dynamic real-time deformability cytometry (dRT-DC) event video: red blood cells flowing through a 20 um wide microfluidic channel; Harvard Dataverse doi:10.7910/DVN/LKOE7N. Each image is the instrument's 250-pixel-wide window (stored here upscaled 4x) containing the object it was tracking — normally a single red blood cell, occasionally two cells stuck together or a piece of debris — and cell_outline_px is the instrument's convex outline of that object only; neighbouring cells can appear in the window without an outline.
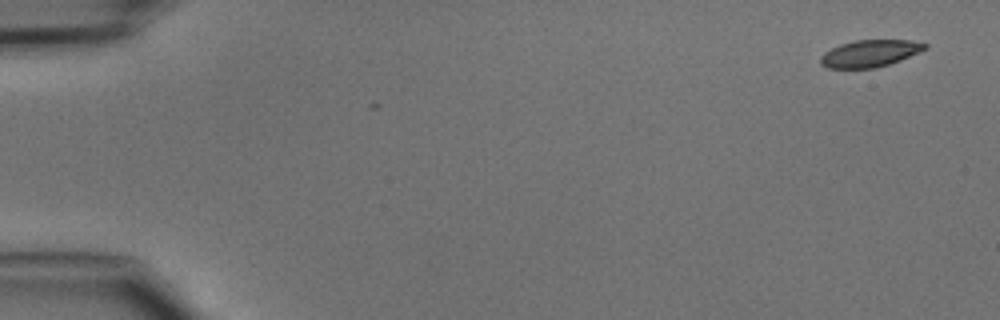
{"species": "common noctule bat (a hibernating species)", "species_latin": "Nyctalus noctula", "temperature_condition": "cold", "stored_images_in_passage": 47, "camera_frame_rate_fps": 3000, "um_per_image_px": 0.085, "animal": {"sex": "male", "body_mass_g": 15.6}, "frame": {"image": 1, "passage_image": 1, "time_ms": 0.0, "image_size_px": [1000, 320], "cell_outline_px": [[928, 48], [900, 60], [876, 68], [828, 68], [820, 64], [820, 56], [824, 52], [840, 44], [856, 40], [912, 40], [928, 44]], "centroid_in_image_um": [73.93, 4.54], "position_along_channel_um": 11.1, "area_um2": 16.42}}
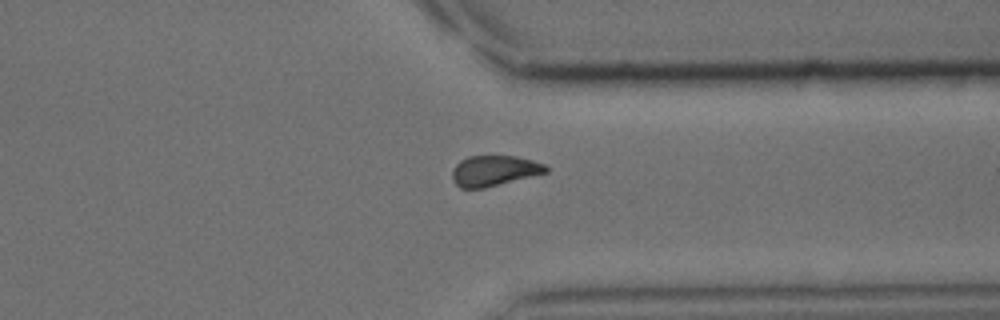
{"frame": {"image": 2, "passage_image": 36, "time_ms": 11.667, "image_size_px": [1000, 320], "cell_outline_px": [[548, 172], [484, 188], [460, 188], [452, 180], [452, 168], [460, 160], [468, 156], [516, 156], [532, 160], [544, 164], [548, 168]], "centroid_in_image_um": [41.98, 14.51], "position_along_channel_um": 369.4, "area_um2": 16.65}}
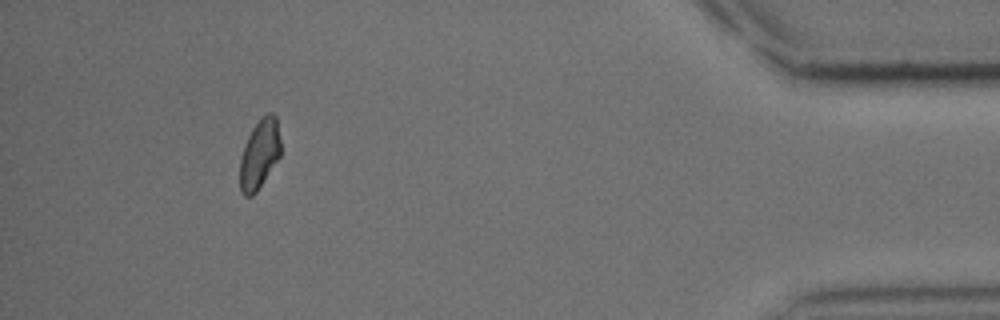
{"frame": {"image": 3, "passage_image": 43, "time_ms": 14.0, "image_size_px": [1000, 320], "cell_outline_px": [[280, 156], [256, 192], [252, 196], [244, 196], [240, 192], [240, 160], [244, 144], [252, 128], [264, 112], [272, 112], [276, 116], [280, 140]], "centroid_in_image_um": [22.05, 13.07], "position_along_channel_um": 413.2, "area_um2": 16.59}}